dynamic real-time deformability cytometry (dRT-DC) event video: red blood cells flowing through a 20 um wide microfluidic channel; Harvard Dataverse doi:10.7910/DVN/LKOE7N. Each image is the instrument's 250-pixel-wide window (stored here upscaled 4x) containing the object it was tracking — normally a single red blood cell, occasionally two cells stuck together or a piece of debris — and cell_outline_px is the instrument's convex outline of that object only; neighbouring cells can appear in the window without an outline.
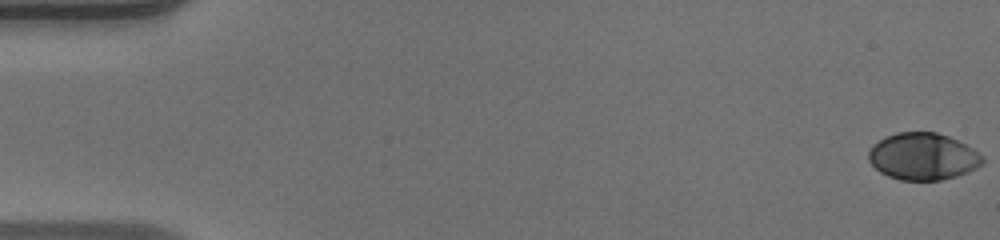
{"species": "human", "species_latin": "Homo sapiens", "temperature_condition": "warm", "stored_images_in_passage": 52, "camera_frame_rate_fps": 3000, "um_per_image_px": 0.085, "donor": {"sex": "male"}, "frame": {"image": 1, "passage_image": 1, "time_ms": 0.0, "image_size_px": [1000, 240], "cell_outline_px": [[984, 160], [976, 168], [968, 172], [956, 176], [940, 180], [900, 180], [888, 176], [880, 172], [868, 160], [868, 152], [872, 144], [884, 136], [896, 132], [936, 132], [948, 136], [972, 148]], "centroid_in_image_um": [78.39, 13.29], "position_along_channel_um": 6.6, "area_um2": 31.1}}
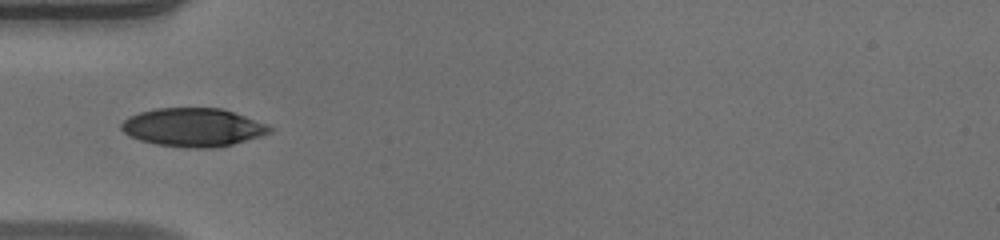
{"frame": {"image": 2, "passage_image": 18, "time_ms": 5.667, "image_size_px": [1000, 240], "cell_outline_px": [[272, 132], [260, 136], [232, 144], [216, 148], [188, 148], [156, 144], [140, 140], [128, 136], [120, 128], [120, 124], [128, 116], [140, 112], [156, 108], [220, 108], [268, 124], [272, 128]], "centroid_in_image_um": [16.38, 10.83], "position_along_channel_um": 68.6, "area_um2": 33.18}}
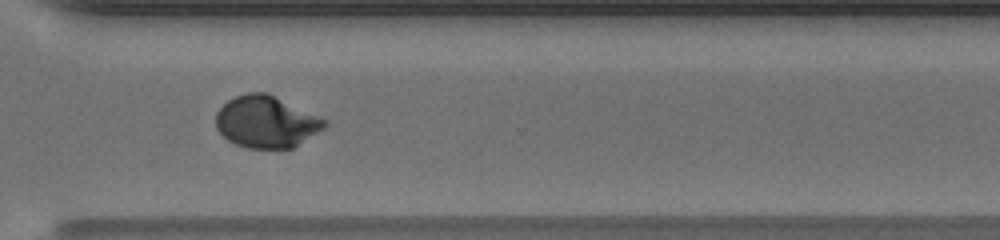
{"frame": {"image": 3, "passage_image": 39, "time_ms": 12.667, "image_size_px": [1000, 240], "cell_outline_px": [[328, 124], [324, 128], [292, 148], [248, 148], [236, 144], [228, 140], [216, 128], [216, 112], [228, 100], [236, 96], [248, 92], [268, 92], [320, 116], [328, 120]], "centroid_in_image_um": [22.64, 10.34], "position_along_channel_um": 348.0, "area_um2": 32.89}, "authors_computed_cell_mechanics": {"area_um2": 32.2524, "velocity_mm_per_s": 3.9874, "shape_relaxation_time_tau1_ms": 5.3927, "shape_relaxation_time_tau2_ms": null, "deformation_change_tau1": 0.2087, "deformation_change_tau2": null}}